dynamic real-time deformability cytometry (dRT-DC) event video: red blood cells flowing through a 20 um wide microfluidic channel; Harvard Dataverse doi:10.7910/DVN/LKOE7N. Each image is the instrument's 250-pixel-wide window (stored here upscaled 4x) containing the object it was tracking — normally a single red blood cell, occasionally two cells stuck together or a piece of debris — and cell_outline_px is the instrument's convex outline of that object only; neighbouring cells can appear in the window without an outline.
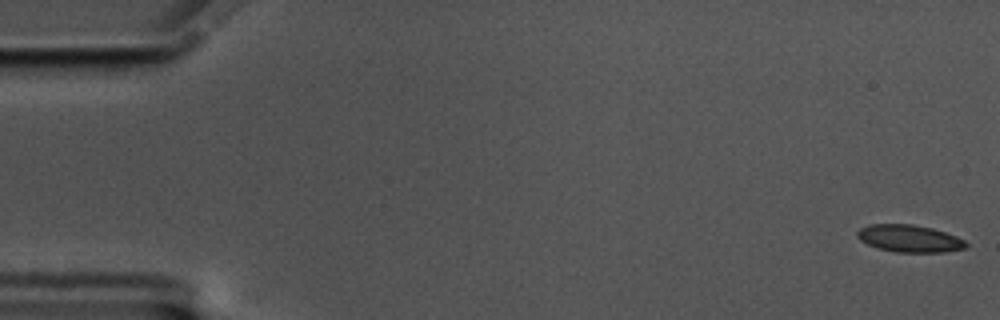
{"species": "common noctule bat (a hibernating species)", "species_latin": "Nyctalus noctula", "temperature_condition": "cold", "stored_images_in_passage": 58, "camera_frame_rate_fps": 3000, "um_per_image_px": 0.085, "animal": {"sex": "male", "body_mass_g": 17.5, "forearm_length_mm": 52.3}, "frame": {"image": 1, "passage_image": 1, "time_ms": 0.0, "image_size_px": [1000, 320], "cell_outline_px": [[968, 244], [964, 248], [944, 252], [896, 252], [876, 248], [860, 240], [856, 236], [856, 232], [860, 228], [868, 224], [912, 224], [932, 228], [956, 236], [964, 240]], "centroid_in_image_um": [77.26, 20.27], "position_along_channel_um": 7.7, "area_um2": 17.28}}
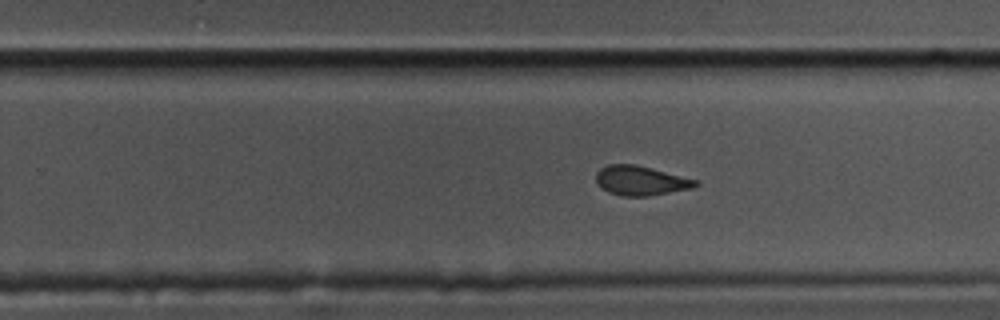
{"frame": {"image": 2, "passage_image": 36, "time_ms": 11.667, "image_size_px": [1000, 320], "cell_outline_px": [[700, 184], [692, 188], [648, 196], [624, 196], [608, 192], [600, 188], [596, 184], [596, 172], [600, 168], [608, 164], [636, 164], [696, 180]], "centroid_in_image_um": [54.4, 15.35], "position_along_channel_um": 275.4, "area_um2": 17.05}}
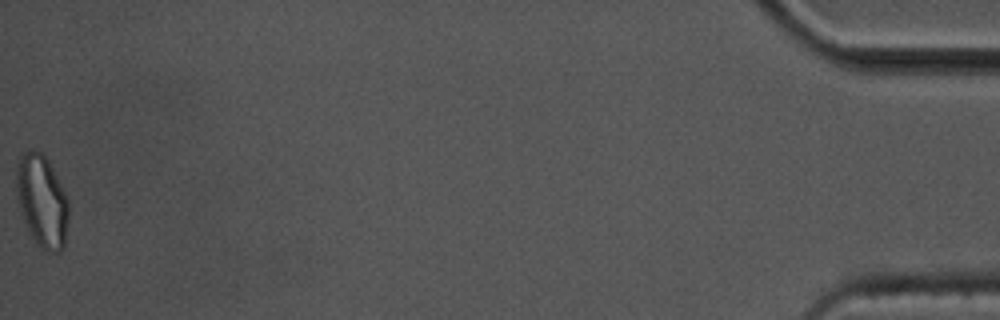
{"frame": {"image": 3, "passage_image": 58, "time_ms": 19.0, "image_size_px": [1000, 320], "cell_outline_px": [[68, 220], [64, 244], [60, 252], [48, 252], [40, 248], [36, 244], [28, 232], [20, 208], [16, 184], [16, 172], [20, 152], [28, 148], [32, 148], [40, 152], [48, 160], [68, 200]], "centroid_in_image_um": [3.55, 17.08], "position_along_channel_um": 431.6, "area_um2": 28.09}, "authors_computed_cell_mechanics": {"area_um2": 18.0047, "velocity_mm_per_s": 3.4871, "shape_relaxation_time_tau1_ms": 7.3514, "shape_relaxation_time_tau2_ms": 1.8898, "deformation_change_tau1": 0.1652, "deformation_change_tau2": 0.0579}}